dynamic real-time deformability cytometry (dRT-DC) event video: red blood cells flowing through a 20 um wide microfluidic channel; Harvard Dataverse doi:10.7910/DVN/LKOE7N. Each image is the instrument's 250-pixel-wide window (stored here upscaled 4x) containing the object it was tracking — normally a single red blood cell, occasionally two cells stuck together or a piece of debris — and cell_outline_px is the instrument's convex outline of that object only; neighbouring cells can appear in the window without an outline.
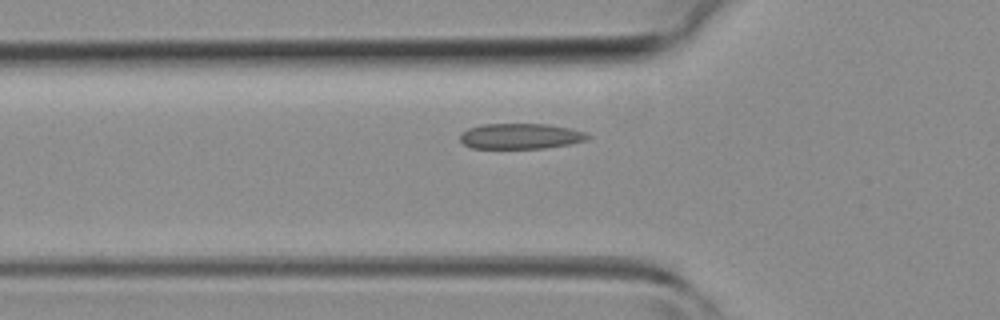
{"species": "common noctule bat (a hibernating species)", "species_latin": "Nyctalus noctula", "temperature_condition": "room temperature", "stored_images_in_passage": 38, "camera_frame_rate_fps": 3000, "um_per_image_px": 0.085, "animal": {"sex": "female", "body_mass_g": 19.3, "forearm_length_mm": 54.1}, "frame": {"image": 1, "passage_image": 9, "time_ms": 2.667, "image_size_px": [1000, 320], "cell_outline_px": [[592, 136], [584, 140], [568, 144], [544, 148], [472, 148], [464, 144], [460, 140], [460, 132], [468, 128], [480, 124], [548, 124], [588, 132]], "centroid_in_image_um": [44.22, 11.56], "position_along_channel_um": 81.6, "area_um2": 19.02}}
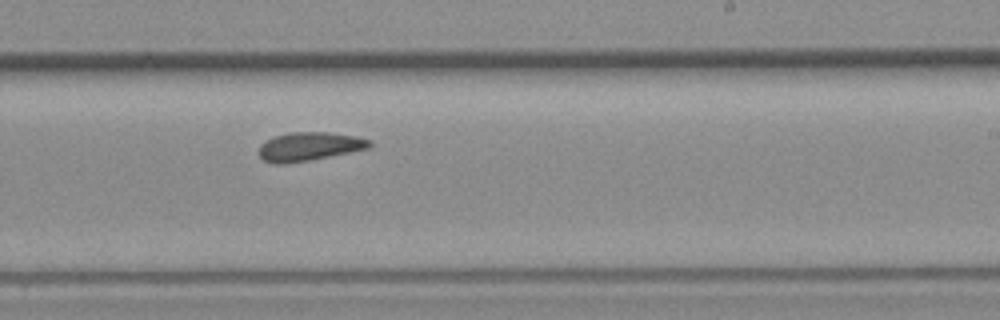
{"frame": {"image": 2, "passage_image": 21, "time_ms": 6.667, "image_size_px": [1000, 320], "cell_outline_px": [[372, 144], [368, 148], [308, 160], [284, 164], [276, 164], [264, 160], [260, 156], [260, 144], [276, 136], [292, 132], [328, 132], [356, 136], [372, 140]], "centroid_in_image_um": [26.3, 12.44], "position_along_channel_um": 262.7, "area_um2": 18.09}}
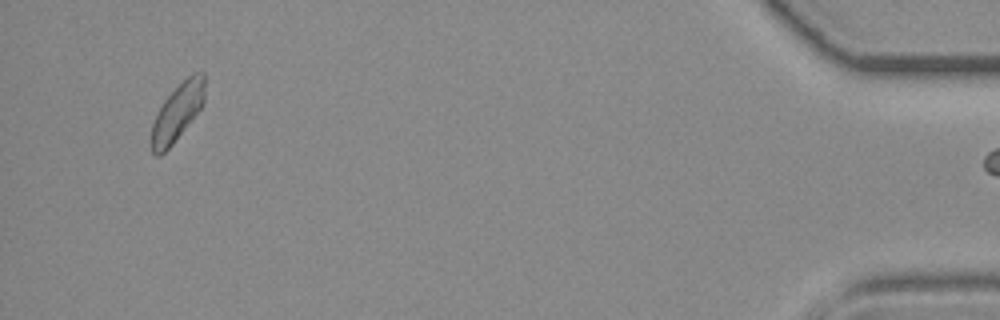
{"frame": {"image": 3, "passage_image": 37, "time_ms": 12.0, "image_size_px": [1000, 320], "cell_outline_px": [[204, 104], [172, 144], [160, 156], [156, 156], [152, 152], [148, 140], [152, 124], [164, 100], [192, 72], [204, 72]], "centroid_in_image_um": [15.04, 9.58], "position_along_channel_um": 420.2, "area_um2": 17.69}}